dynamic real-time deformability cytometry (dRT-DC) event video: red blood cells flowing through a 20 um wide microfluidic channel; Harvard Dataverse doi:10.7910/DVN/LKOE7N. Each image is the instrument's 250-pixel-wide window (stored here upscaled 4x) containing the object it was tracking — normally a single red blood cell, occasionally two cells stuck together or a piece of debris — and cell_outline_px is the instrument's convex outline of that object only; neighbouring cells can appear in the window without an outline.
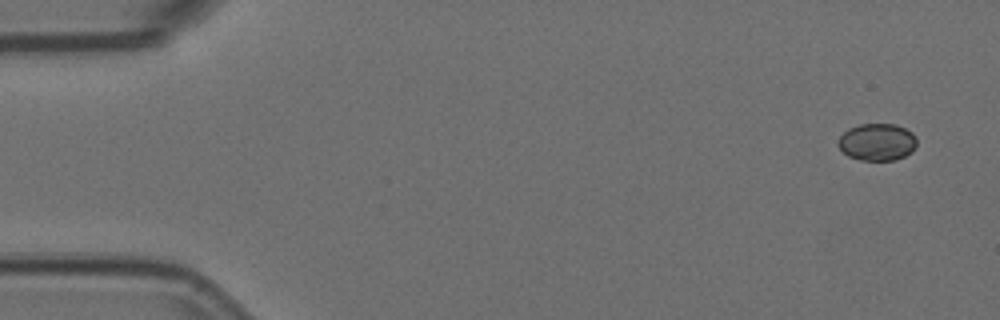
{"species": "Egyptian fruit bat (a non-hibernating species)", "species_latin": "Rousettus aegyptiacus", "temperature_condition": "room temperature", "stored_images_in_passage": 6, "camera_frame_rate_fps": 3000, "um_per_image_px": 0.085, "animal": {"sex": "female"}, "frame": {"image": 1, "passage_image": 1, "time_ms": 0.0, "image_size_px": [1000, 320], "cell_outline_px": [[916, 144], [912, 152], [896, 160], [860, 160], [848, 156], [836, 144], [840, 136], [848, 128], [860, 124], [896, 124], [912, 132], [916, 136]], "centroid_in_image_um": [74.55, 12.07], "position_along_channel_um": 10.4, "area_um2": 17.11}}
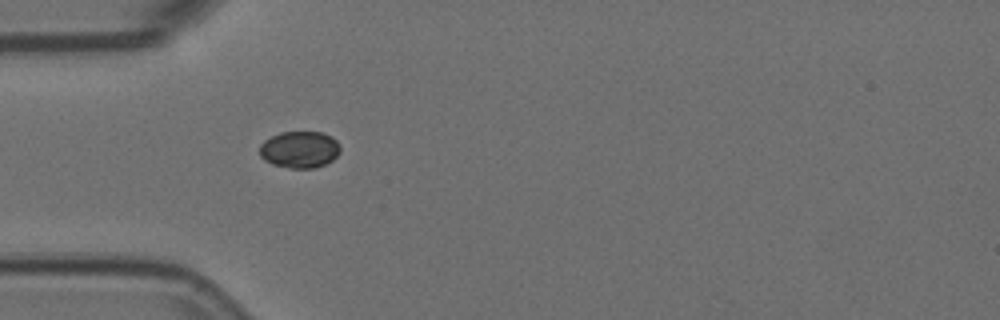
{"frame": {"image": 2, "passage_image": 5, "time_ms": 1.333, "image_size_px": [1000, 320], "cell_outline_px": [[340, 152], [332, 160], [316, 168], [288, 168], [272, 164], [264, 160], [260, 156], [260, 144], [264, 140], [280, 132], [320, 132], [332, 136], [336, 140], [340, 148]], "centroid_in_image_um": [25.46, 12.71], "position_along_channel_um": 59.5, "area_um2": 17.34}}
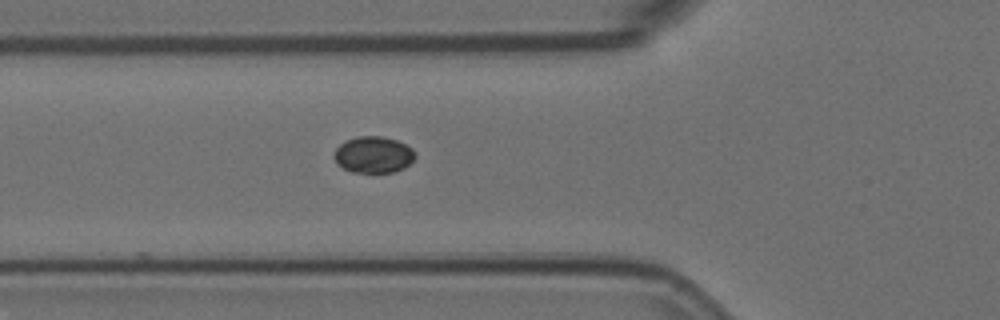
{"frame": {"image": 3, "passage_image": 6, "time_ms": 1.667, "image_size_px": [1000, 320], "cell_outline_px": [[416, 156], [404, 168], [392, 172], [352, 172], [336, 164], [332, 156], [336, 148], [344, 140], [356, 136], [380, 136], [396, 140], [412, 148], [416, 152]], "centroid_in_image_um": [31.7, 13.14], "position_along_channel_um": 94.1, "area_um2": 17.34}}